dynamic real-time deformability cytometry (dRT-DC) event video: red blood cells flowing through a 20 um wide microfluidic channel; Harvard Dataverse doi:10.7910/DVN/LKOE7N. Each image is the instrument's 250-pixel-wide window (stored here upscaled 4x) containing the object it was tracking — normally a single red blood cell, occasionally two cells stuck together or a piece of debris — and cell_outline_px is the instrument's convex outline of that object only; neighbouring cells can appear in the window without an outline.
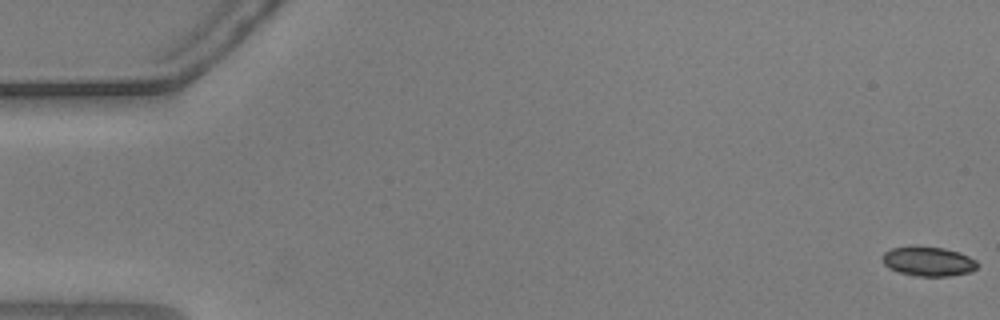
{"species": "common noctule bat (a hibernating species)", "species_latin": "Nyctalus noctula", "temperature_condition": "warm", "stored_images_in_passage": 20, "camera_frame_rate_fps": 3000, "um_per_image_px": 0.085, "animal": {"sex": "male", "body_mass_g": 20.5, "forearm_length_mm": 52.5}, "frame": {"image": 1, "passage_image": 1, "time_ms": 0.0, "image_size_px": [1000, 320], "cell_outline_px": [[980, 264], [972, 272], [948, 276], [912, 276], [888, 268], [884, 264], [880, 256], [884, 252], [892, 248], [916, 244], [944, 248], [960, 252], [976, 260]], "centroid_in_image_um": [78.89, 22.19], "position_along_channel_um": 6.1, "area_um2": 16.88}}
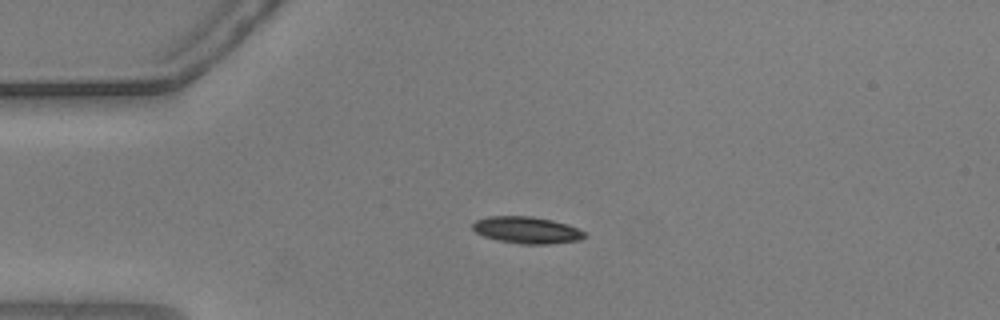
{"frame": {"image": 2, "passage_image": 14, "time_ms": 4.333, "image_size_px": [1000, 320], "cell_outline_px": [[588, 236], [580, 240], [548, 244], [520, 244], [500, 240], [484, 236], [476, 232], [472, 228], [472, 224], [476, 220], [488, 216], [532, 216], [552, 220], [568, 224], [588, 232]], "centroid_in_image_um": [44.84, 19.55], "position_along_channel_um": 40.2, "area_um2": 17.63}}